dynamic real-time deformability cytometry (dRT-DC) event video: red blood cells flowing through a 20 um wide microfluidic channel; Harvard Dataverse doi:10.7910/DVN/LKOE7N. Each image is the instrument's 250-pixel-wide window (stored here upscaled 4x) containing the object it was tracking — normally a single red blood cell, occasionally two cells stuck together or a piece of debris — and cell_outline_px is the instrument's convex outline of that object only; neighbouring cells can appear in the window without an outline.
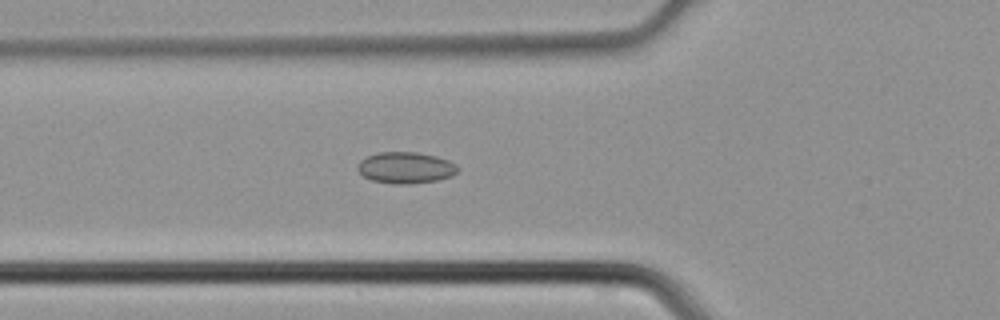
{"species": "common noctule bat (a hibernating species)", "species_latin": "Nyctalus noctula", "temperature_condition": "cold", "stored_images_in_passage": 43, "camera_frame_rate_fps": 3000, "um_per_image_px": 0.085, "animal": {"sex": "male", "body_mass_g": 21.5, "forearm_length_mm": 52.0}, "frame": {"image": 1, "passage_image": 15, "time_ms": 4.667, "image_size_px": [1000, 320], "cell_outline_px": [[460, 168], [452, 176], [436, 180], [408, 184], [392, 184], [372, 180], [364, 176], [356, 168], [360, 160], [368, 156], [380, 152], [416, 152], [436, 156], [448, 160], [456, 164]], "centroid_in_image_um": [34.49, 14.25], "position_along_channel_um": 91.3, "area_um2": 18.26}}
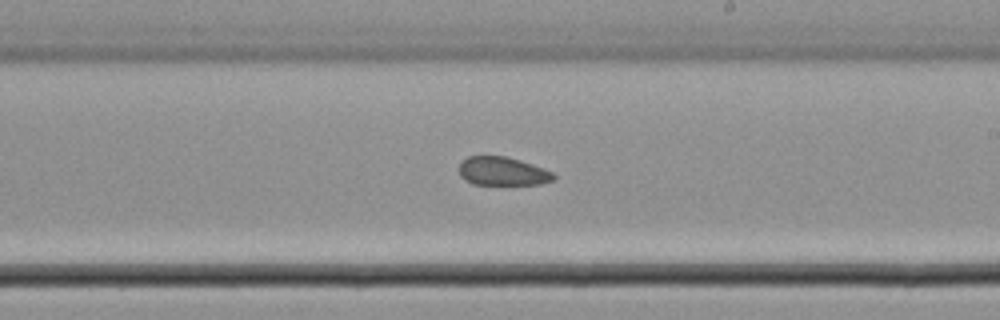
{"frame": {"image": 2, "passage_image": 25, "time_ms": 8.0, "image_size_px": [1000, 320], "cell_outline_px": [[556, 176], [552, 180], [540, 184], [472, 184], [464, 180], [460, 176], [460, 164], [468, 156], [504, 156], [520, 160], [532, 164], [552, 172]], "centroid_in_image_um": [42.7, 14.56], "position_along_channel_um": 246.3, "area_um2": 15.55}}
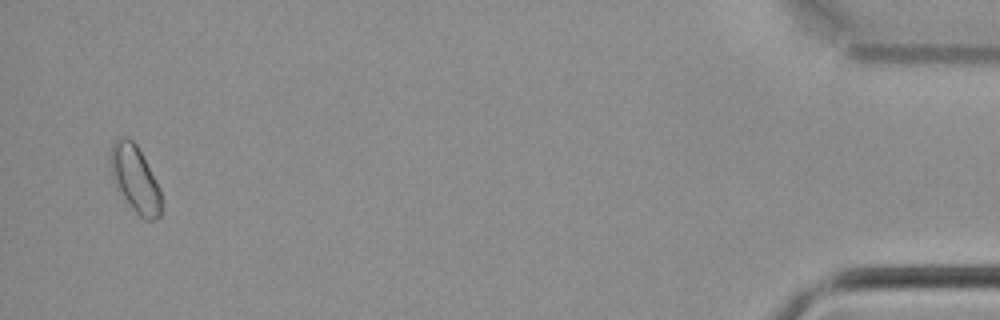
{"frame": {"image": 3, "passage_image": 42, "time_ms": 13.667, "image_size_px": [1000, 320], "cell_outline_px": [[160, 216], [152, 220], [144, 220], [136, 212], [116, 188], [112, 176], [108, 160], [112, 144], [120, 136], [128, 136], [136, 144], [160, 188]], "centroid_in_image_um": [11.44, 15.17], "position_along_channel_um": 423.8, "area_um2": 19.59}}